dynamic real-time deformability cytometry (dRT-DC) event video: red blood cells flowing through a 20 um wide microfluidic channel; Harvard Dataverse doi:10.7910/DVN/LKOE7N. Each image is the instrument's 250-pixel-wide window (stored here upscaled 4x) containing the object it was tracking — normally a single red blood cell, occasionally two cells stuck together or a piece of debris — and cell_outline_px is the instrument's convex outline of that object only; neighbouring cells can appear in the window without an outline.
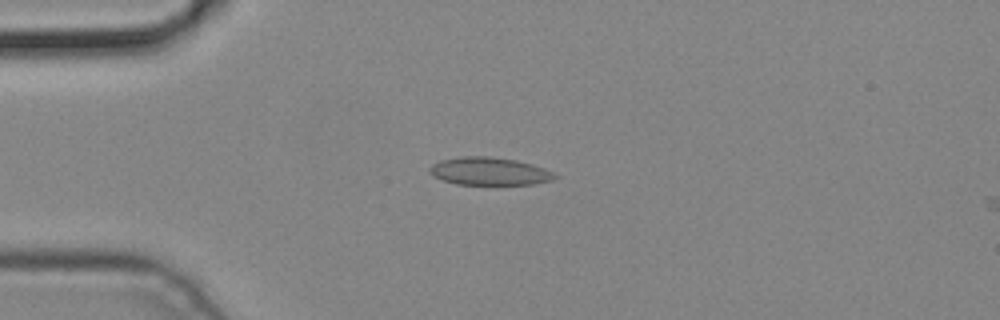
{"species": "common noctule bat (a hibernating species)", "species_latin": "Nyctalus noctula", "temperature_condition": "cold", "stored_images_in_passage": 4, "camera_frame_rate_fps": 3000, "um_per_image_px": 0.085, "animal": {"sex": "male", "body_mass_g": 19.2, "forearm_length_mm": 51.8}, "frame": {"image": 1, "passage_image": 3, "time_ms": 0.667, "image_size_px": [1000, 320], "cell_outline_px": [[560, 176], [552, 180], [532, 184], [496, 188], [456, 184], [432, 176], [428, 172], [428, 168], [432, 164], [440, 160], [460, 156], [488, 156], [516, 160], [532, 164], [544, 168]], "centroid_in_image_um": [41.59, 14.61], "position_along_channel_um": 43.4, "area_um2": 21.44}}